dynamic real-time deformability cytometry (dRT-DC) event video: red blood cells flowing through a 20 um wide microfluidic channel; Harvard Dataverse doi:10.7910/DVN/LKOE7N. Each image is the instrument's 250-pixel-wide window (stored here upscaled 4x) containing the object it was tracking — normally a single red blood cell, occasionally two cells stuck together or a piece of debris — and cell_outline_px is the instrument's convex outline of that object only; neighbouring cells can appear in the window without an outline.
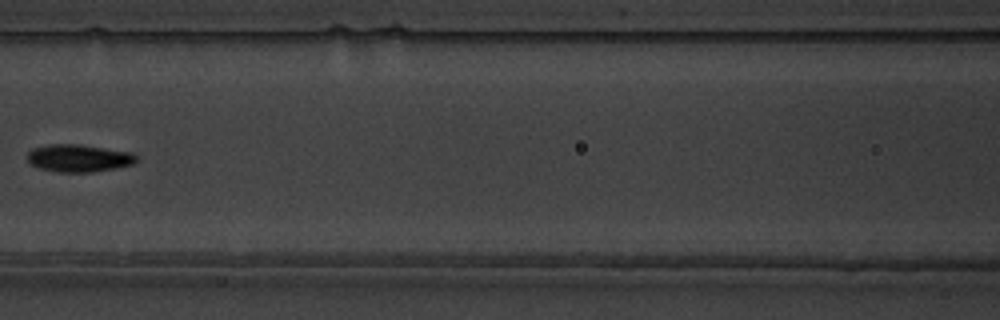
{"species": "common noctule bat (a hibernating species)", "species_latin": "Nyctalus noctula", "temperature_condition": "warm", "stored_images_in_passage": 8, "camera_frame_rate_fps": 3000, "um_per_image_px": 0.085, "animal": {"sex": "male", "body_mass_g": 19.5, "forearm_length_mm": 54.6}, "frame": {"image": 1, "passage_image": 7, "time_ms": 7.667, "image_size_px": [1000, 320], "cell_outline_px": [[140, 156], [132, 164], [116, 168], [92, 172], [60, 172], [40, 168], [32, 164], [28, 160], [28, 152], [32, 148], [52, 144], [80, 144], [132, 152]], "centroid_in_image_um": [6.73, 13.43], "position_along_channel_um": 159.9, "area_um2": 17.46}}
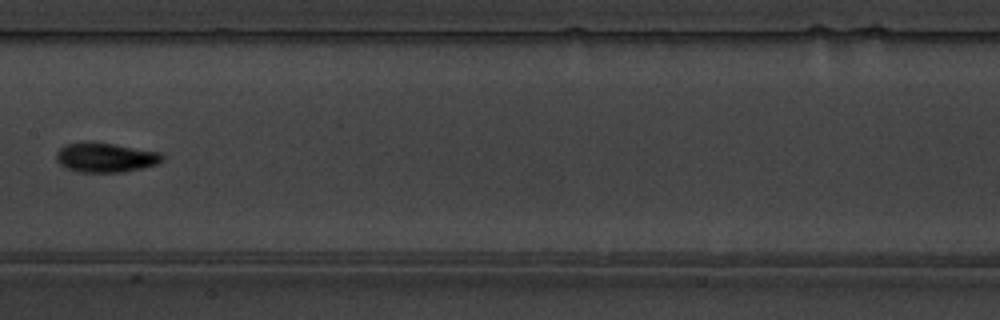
{"frame": {"image": 2, "passage_image": 8, "time_ms": 8.667, "image_size_px": [1000, 320], "cell_outline_px": [[164, 156], [156, 164], [140, 168], [120, 172], [76, 172], [64, 168], [56, 160], [56, 152], [60, 148], [68, 144], [84, 140], [112, 144], [160, 152]], "centroid_in_image_um": [8.88, 13.38], "position_along_channel_um": 198.5, "area_um2": 18.21}}